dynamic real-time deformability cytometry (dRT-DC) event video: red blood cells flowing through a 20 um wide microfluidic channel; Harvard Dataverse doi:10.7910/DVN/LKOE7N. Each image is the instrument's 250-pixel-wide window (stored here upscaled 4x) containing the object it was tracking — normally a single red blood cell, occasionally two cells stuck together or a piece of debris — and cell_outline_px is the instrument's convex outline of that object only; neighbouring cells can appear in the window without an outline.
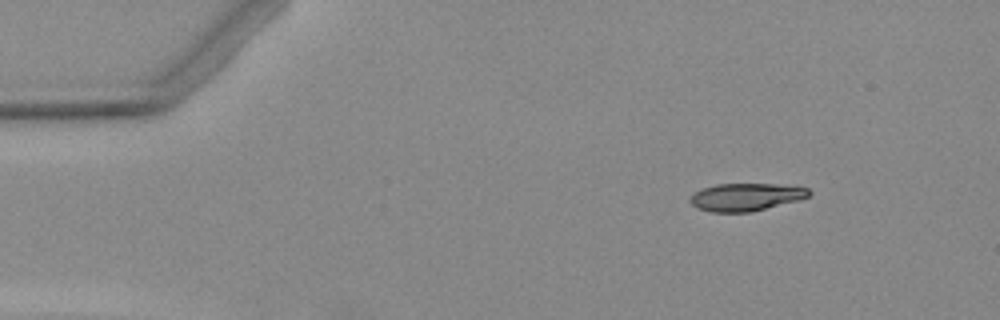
{"species": "Egyptian fruit bat (a non-hibernating species)", "species_latin": "Rousettus aegyptiacus", "temperature_condition": "warm", "stored_images_in_passage": 6, "camera_frame_rate_fps": 3000, "um_per_image_px": 0.085, "animal": {"sex": "female"}, "frame": {"image": 1, "passage_image": 2, "time_ms": 1.333, "image_size_px": [1000, 320], "cell_outline_px": [[812, 192], [808, 196], [800, 200], [752, 212], [708, 212], [696, 208], [688, 200], [696, 192], [704, 188], [716, 184], [776, 184], [808, 188]], "centroid_in_image_um": [63.41, 16.76], "position_along_channel_um": 21.6, "area_um2": 19.19}}
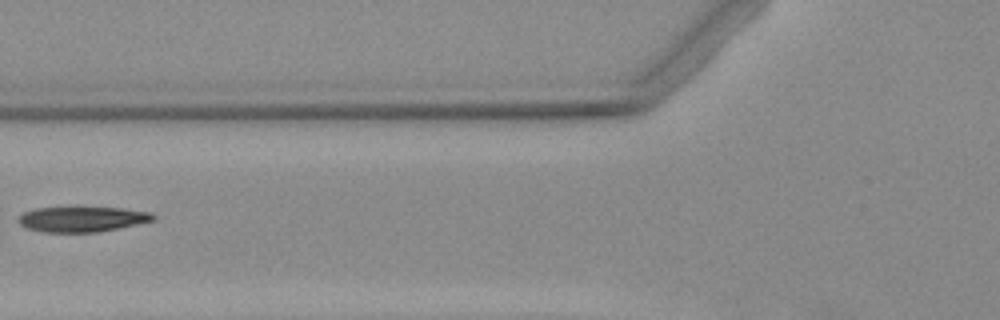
{"frame": {"image": 2, "passage_image": 5, "time_ms": 6.0, "image_size_px": [1000, 320], "cell_outline_px": [[156, 216], [152, 220], [136, 224], [96, 232], [44, 232], [28, 228], [20, 224], [16, 220], [24, 212], [36, 208], [124, 208], [148, 212]], "centroid_in_image_um": [6.94, 18.63], "position_along_channel_um": 118.9, "area_um2": 19.36}}
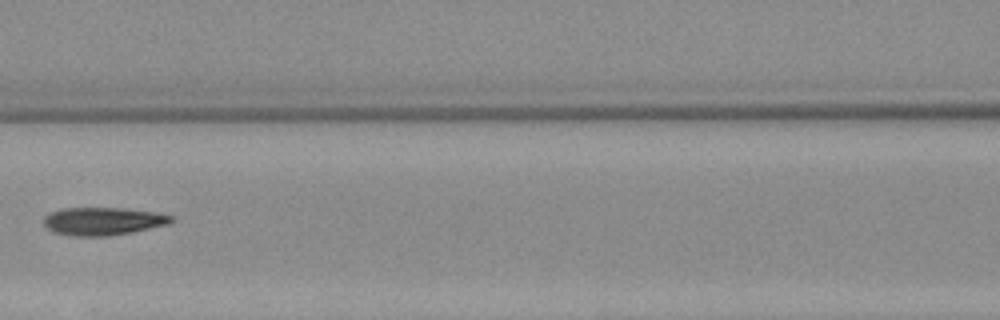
{"frame": {"image": 3, "passage_image": 6, "time_ms": 7.0, "image_size_px": [1000, 320], "cell_outline_px": [[172, 220], [168, 224], [108, 236], [72, 236], [52, 232], [44, 224], [44, 220], [52, 212], [64, 208], [124, 208], [152, 212], [172, 216]], "centroid_in_image_um": [8.71, 18.8], "position_along_channel_um": 157.9, "area_um2": 20.23}}